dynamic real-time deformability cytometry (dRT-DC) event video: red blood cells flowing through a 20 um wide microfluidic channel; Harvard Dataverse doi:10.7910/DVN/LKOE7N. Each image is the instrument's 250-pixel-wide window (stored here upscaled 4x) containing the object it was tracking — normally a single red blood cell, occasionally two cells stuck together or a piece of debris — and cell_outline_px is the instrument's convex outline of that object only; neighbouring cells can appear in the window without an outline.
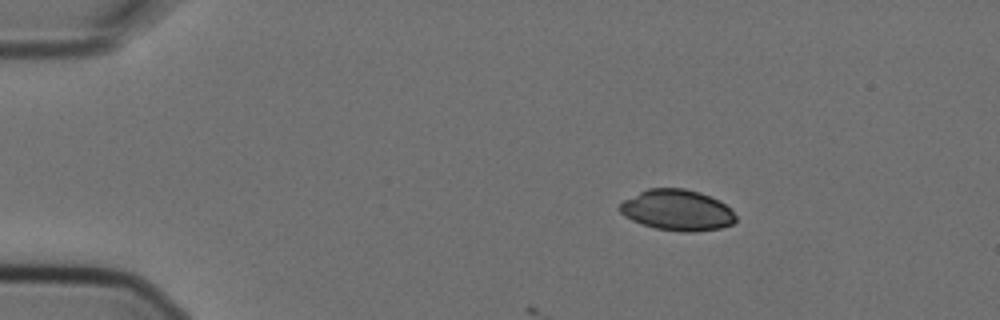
{"species": "Egyptian fruit bat (a non-hibernating species)", "species_latin": "Rousettus aegyptiacus", "temperature_condition": "cold", "stored_images_in_passage": 2, "camera_frame_rate_fps": 3000, "um_per_image_px": 0.085, "animal": {"sex": "female"}, "frame": {"image": 1, "passage_image": 1, "time_ms": 0.0, "image_size_px": [1000, 320], "cell_outline_px": [[736, 220], [732, 224], [720, 228], [696, 232], [684, 232], [656, 228], [632, 220], [624, 216], [616, 208], [624, 200], [648, 188], [684, 188], [700, 192], [720, 200], [736, 216]], "centroid_in_image_um": [57.55, 17.86], "position_along_channel_um": 27.4, "area_um2": 27.57}}